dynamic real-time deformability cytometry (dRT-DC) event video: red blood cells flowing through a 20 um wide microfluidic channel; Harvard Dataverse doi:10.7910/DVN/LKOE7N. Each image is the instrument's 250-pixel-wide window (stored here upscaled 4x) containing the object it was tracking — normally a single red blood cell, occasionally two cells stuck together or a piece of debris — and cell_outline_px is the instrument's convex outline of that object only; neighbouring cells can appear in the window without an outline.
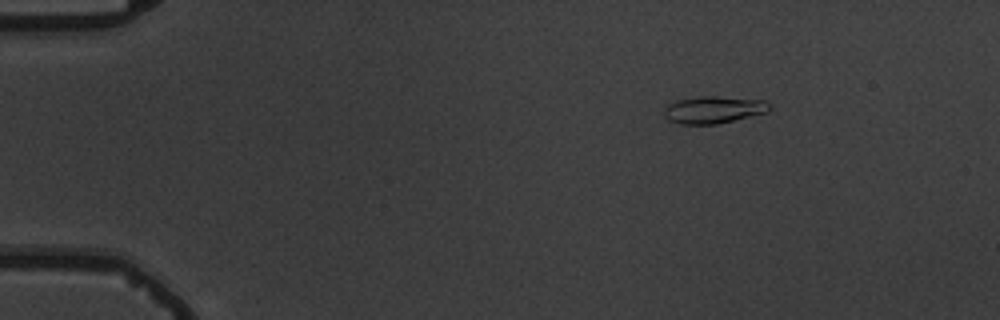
{"species": "common noctule bat (a hibernating species)", "species_latin": "Nyctalus noctula", "temperature_condition": "warm", "stored_images_in_passage": 7, "camera_frame_rate_fps": 3000, "um_per_image_px": 0.085, "animal": {"sex": "male", "body_mass_g": 19.5, "forearm_length_mm": 54.6}, "frame": {"image": 1, "passage_image": 1, "time_ms": 0.0, "image_size_px": [1000, 320], "cell_outline_px": [[768, 112], [716, 124], [680, 124], [668, 120], [664, 116], [664, 108], [668, 104], [676, 100], [700, 96], [716, 96], [764, 100], [768, 104]], "centroid_in_image_um": [60.6, 9.32], "position_along_channel_um": 24.4, "area_um2": 16.59}}
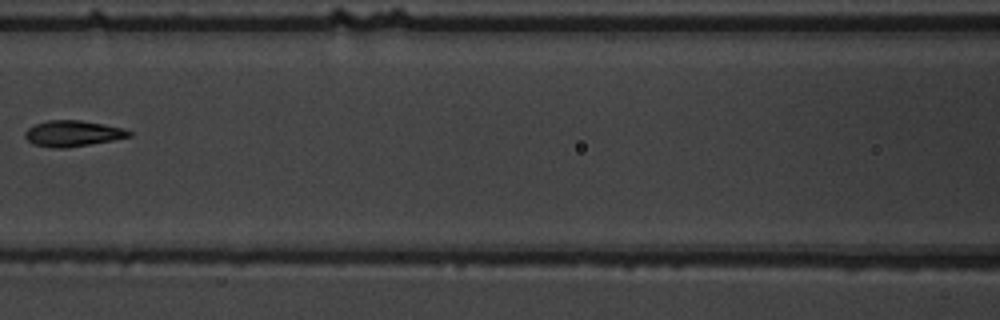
{"frame": {"image": 2, "passage_image": 6, "time_ms": 6.0, "image_size_px": [1000, 320], "cell_outline_px": [[132, 136], [112, 140], [64, 148], [52, 148], [32, 144], [24, 136], [24, 132], [28, 128], [36, 124], [48, 120], [80, 120], [124, 128], [132, 132]], "centroid_in_image_um": [6.16, 11.34], "position_along_channel_um": 160.4, "area_um2": 15.61}}
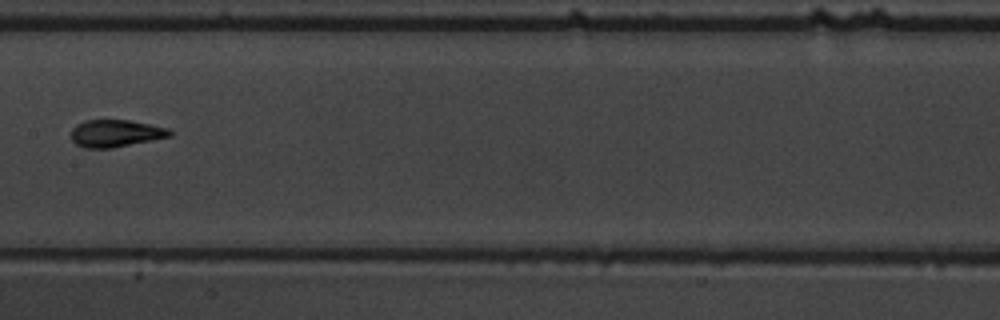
{"frame": {"image": 3, "passage_image": 7, "time_ms": 7.0, "image_size_px": [1000, 320], "cell_outline_px": [[172, 136], [112, 148], [84, 148], [76, 144], [72, 140], [72, 128], [76, 124], [84, 120], [128, 120], [168, 128], [172, 132]], "centroid_in_image_um": [9.81, 11.33], "position_along_channel_um": 197.6, "area_um2": 15.61}}